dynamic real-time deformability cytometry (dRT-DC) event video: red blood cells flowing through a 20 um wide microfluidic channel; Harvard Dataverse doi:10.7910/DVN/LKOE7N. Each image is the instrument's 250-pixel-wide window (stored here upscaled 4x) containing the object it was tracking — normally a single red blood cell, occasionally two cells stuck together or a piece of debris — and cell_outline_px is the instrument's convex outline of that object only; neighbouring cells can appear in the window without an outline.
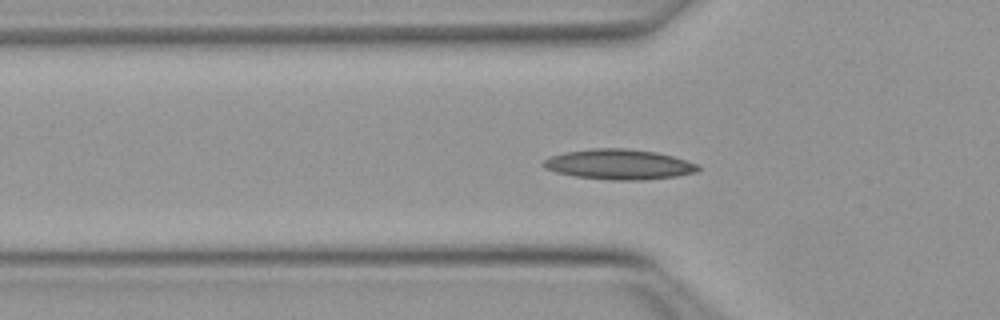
{"species": "Egyptian fruit bat (a non-hibernating species)", "species_latin": "Rousettus aegyptiacus", "temperature_condition": "warm", "stored_images_in_passage": 42, "camera_frame_rate_fps": 3000, "um_per_image_px": 0.085, "animal": {"sex": "female"}, "frame": {"image": 1, "passage_image": 11, "time_ms": 3.333, "image_size_px": [1000, 320], "cell_outline_px": [[700, 168], [696, 172], [676, 176], [644, 180], [612, 180], [576, 176], [556, 172], [544, 168], [540, 164], [544, 160], [552, 156], [564, 152], [592, 148], [624, 148], [656, 152], [672, 156], [700, 164]], "centroid_in_image_um": [52.62, 13.97], "position_along_channel_um": 73.2, "area_um2": 27.22}}
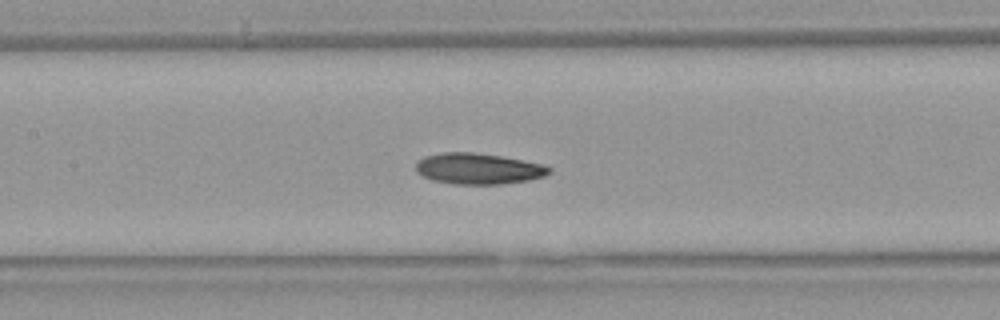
{"frame": {"image": 2, "passage_image": 18, "time_ms": 5.667, "image_size_px": [1000, 320], "cell_outline_px": [[552, 172], [544, 176], [528, 180], [500, 184], [452, 184], [432, 180], [416, 172], [416, 160], [424, 156], [444, 152], [472, 152], [500, 156], [544, 164], [552, 168]], "centroid_in_image_um": [40.64, 14.33], "position_along_channel_um": 166.8, "area_um2": 24.16}}
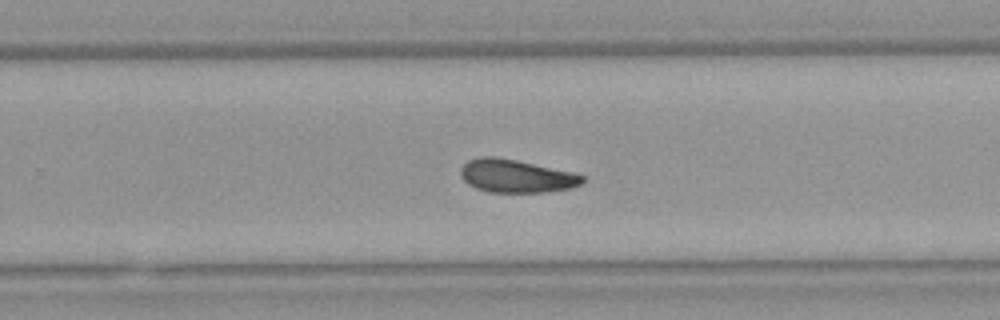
{"frame": {"image": 3, "passage_image": 27, "time_ms": 8.667, "image_size_px": [1000, 320], "cell_outline_px": [[584, 180], [580, 184], [572, 188], [544, 192], [488, 192], [476, 188], [468, 184], [460, 176], [460, 168], [468, 160], [480, 156], [496, 156], [576, 172], [584, 176]], "centroid_in_image_um": [43.87, 14.95], "position_along_channel_um": 285.9, "area_um2": 23.7}, "authors_computed_cell_mechanics": {"area_um2": 23.5246, "velocity_mm_per_s": 3.9932, "shape_relaxation_time_tau1_ms": 10.2431, "shape_relaxation_time_tau2_ms": 8.1178, "deformation_change_tau1": 0.2126, "deformation_change_tau2": 0.1582}}